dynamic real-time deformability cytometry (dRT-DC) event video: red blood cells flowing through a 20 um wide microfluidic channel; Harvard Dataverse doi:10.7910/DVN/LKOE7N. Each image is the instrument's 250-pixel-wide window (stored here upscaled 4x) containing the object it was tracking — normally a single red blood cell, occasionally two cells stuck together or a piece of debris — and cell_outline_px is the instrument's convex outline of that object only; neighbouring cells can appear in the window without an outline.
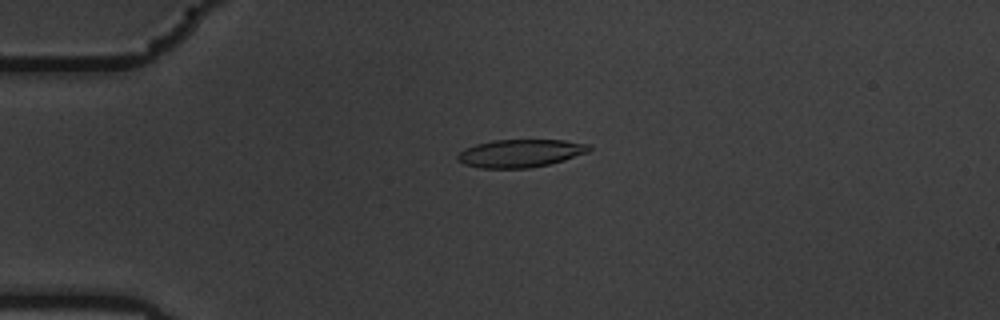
{"species": "common noctule bat (a hibernating species)", "species_latin": "Nyctalus noctula", "temperature_condition": "warm", "stored_images_in_passage": 52, "camera_frame_rate_fps": 3000, "um_per_image_px": 0.085, "animal": {"sex": "male", "body_mass_g": 19.5, "forearm_length_mm": 54.6}, "frame": {"image": 1, "passage_image": 8, "time_ms": 2.333, "image_size_px": [1000, 320], "cell_outline_px": [[592, 148], [588, 152], [564, 160], [548, 164], [528, 168], [480, 168], [464, 164], [456, 160], [456, 156], [464, 148], [476, 144], [492, 140], [564, 140], [592, 144]], "centroid_in_image_um": [44.23, 13.02], "position_along_channel_um": 40.8, "area_um2": 21.5}}
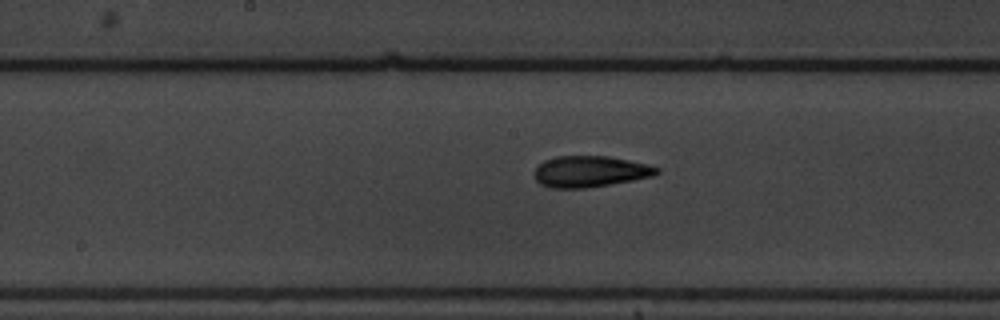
{"frame": {"image": 2, "passage_image": 24, "time_ms": 7.667, "image_size_px": [1000, 320], "cell_outline_px": [[660, 172], [652, 176], [632, 180], [584, 188], [548, 188], [540, 184], [532, 176], [532, 172], [544, 160], [556, 156], [608, 156], [648, 164], [660, 168]], "centroid_in_image_um": [50.11, 14.57], "position_along_channel_um": 198.1, "area_um2": 22.31}}
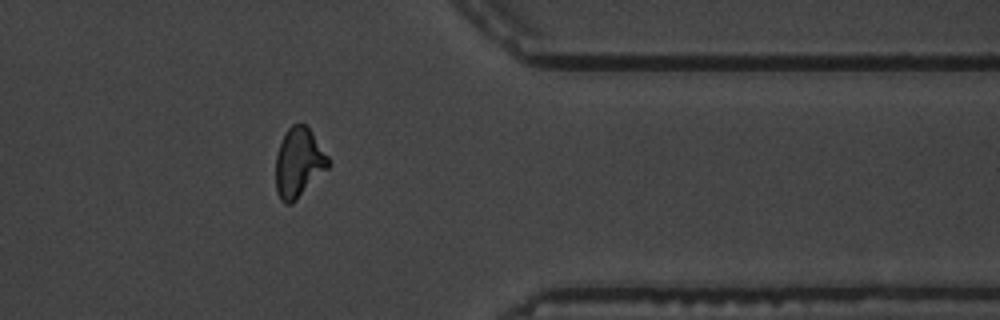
{"frame": {"image": 3, "passage_image": 41, "time_ms": 13.333, "image_size_px": [1000, 320], "cell_outline_px": [[332, 164], [292, 204], [284, 204], [280, 200], [276, 192], [276, 156], [280, 144], [288, 128], [292, 124], [304, 124], [308, 128], [328, 156]], "centroid_in_image_um": [25.39, 13.87], "position_along_channel_um": 386.0, "area_um2": 21.1}, "authors_computed_cell_mechanics": {"area_um2": 21.5883, "velocity_mm_per_s": 3.5349, "shape_relaxation_time_tau1_ms": 7.4873, "shape_relaxation_time_tau2_ms": 2.5296, "deformation_change_tau1": 0.2213, "deformation_change_tau2": 0.1099}}